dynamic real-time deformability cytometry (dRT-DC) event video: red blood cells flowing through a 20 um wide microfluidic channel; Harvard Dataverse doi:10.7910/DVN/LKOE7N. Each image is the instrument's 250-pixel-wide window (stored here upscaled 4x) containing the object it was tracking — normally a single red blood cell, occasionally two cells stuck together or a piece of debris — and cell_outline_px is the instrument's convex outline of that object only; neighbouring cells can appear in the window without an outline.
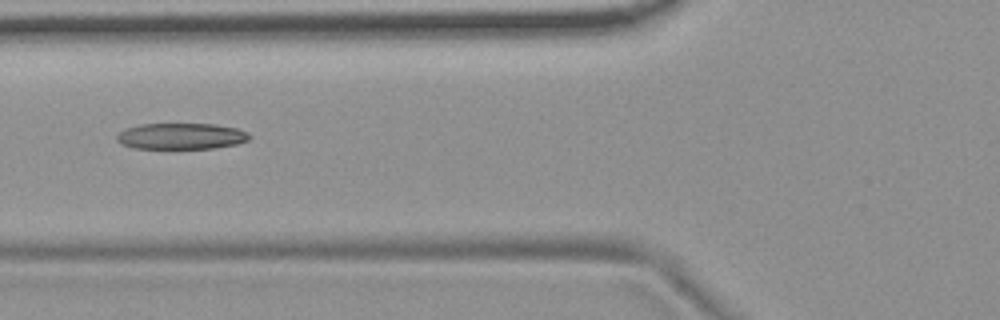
{"species": "common noctule bat (a hibernating species)", "species_latin": "Nyctalus noctula", "temperature_condition": "room temperature", "stored_images_in_passage": 8, "camera_frame_rate_fps": 3000, "um_per_image_px": 0.085, "animal": {"sex": "female", "body_mass_g": 19.9}, "frame": {"image": 1, "passage_image": 6, "time_ms": 1.667, "image_size_px": [1000, 320], "cell_outline_px": [[252, 136], [248, 140], [236, 144], [212, 148], [132, 148], [120, 144], [116, 140], [116, 136], [120, 132], [128, 128], [140, 124], [216, 124], [236, 128], [248, 132]], "centroid_in_image_um": [15.4, 11.57], "position_along_channel_um": 110.4, "area_um2": 20.17}}
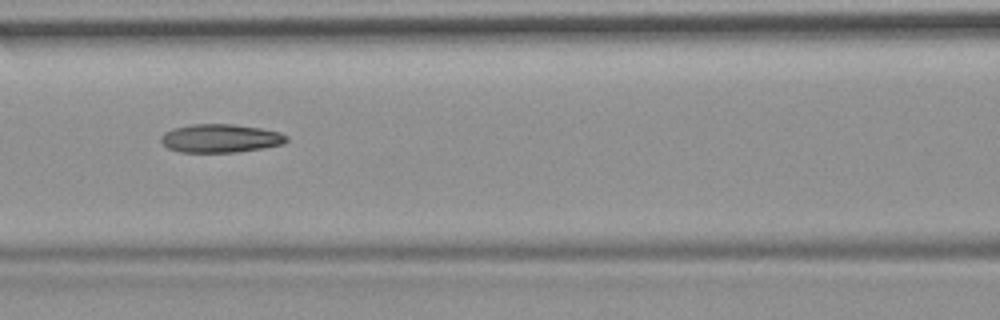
{"frame": {"image": 2, "passage_image": 7, "time_ms": 2.0, "image_size_px": [1000, 320], "cell_outline_px": [[288, 140], [284, 144], [264, 148], [236, 152], [180, 152], [168, 148], [160, 140], [160, 136], [164, 132], [172, 128], [192, 124], [232, 124], [260, 128], [280, 132], [288, 136]], "centroid_in_image_um": [18.74, 11.75], "position_along_channel_um": 147.9, "area_um2": 20.92}}
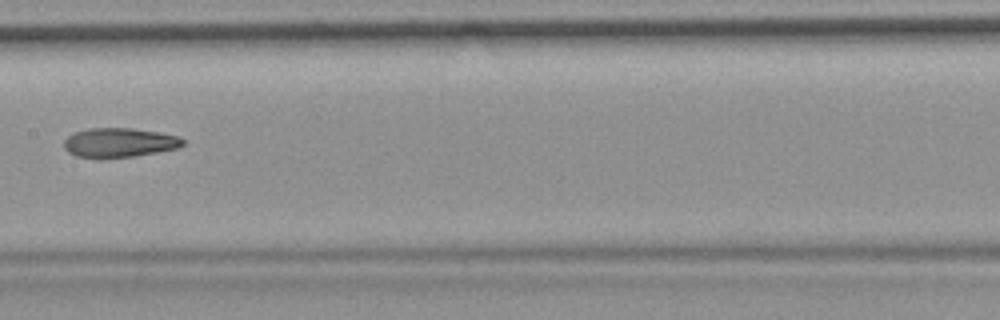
{"frame": {"image": 3, "passage_image": 8, "time_ms": 2.333, "image_size_px": [1000, 320], "cell_outline_px": [[184, 144], [176, 148], [156, 152], [132, 156], [76, 156], [68, 152], [64, 148], [64, 140], [72, 132], [88, 128], [132, 128], [156, 132], [176, 136], [184, 140]], "centroid_in_image_um": [10.09, 12.09], "position_along_channel_um": 197.3, "area_um2": 19.71}}